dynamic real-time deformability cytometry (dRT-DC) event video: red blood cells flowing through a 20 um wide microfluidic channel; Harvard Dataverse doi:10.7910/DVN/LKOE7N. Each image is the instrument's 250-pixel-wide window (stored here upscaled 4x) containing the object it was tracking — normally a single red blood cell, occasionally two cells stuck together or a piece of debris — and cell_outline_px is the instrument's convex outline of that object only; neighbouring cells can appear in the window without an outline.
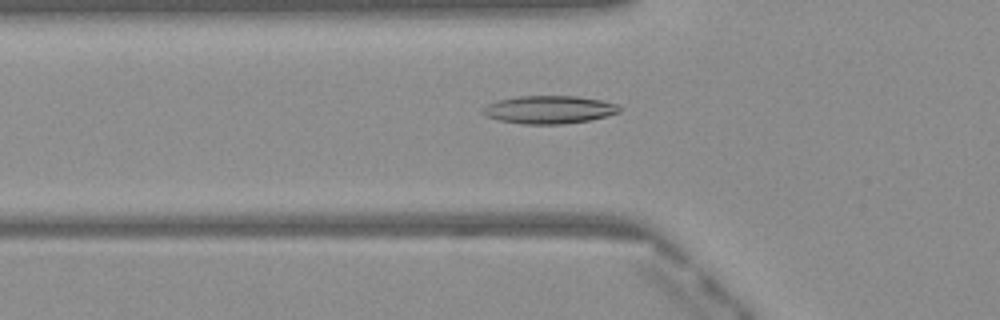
{"species": "Egyptian fruit bat (a non-hibernating species)", "species_latin": "Rousettus aegyptiacus", "temperature_condition": "warm", "stored_images_in_passage": 40, "camera_frame_rate_fps": 3000, "um_per_image_px": 0.085, "frame": {"image": 1, "passage_image": 7, "time_ms": 2.0, "image_size_px": [1000, 320], "cell_outline_px": [[620, 112], [588, 120], [560, 124], [524, 124], [500, 120], [484, 116], [480, 112], [480, 108], [496, 100], [520, 96], [576, 96], [600, 100], [620, 104]], "centroid_in_image_um": [46.62, 9.31], "position_along_channel_um": 79.2, "area_um2": 22.25}}
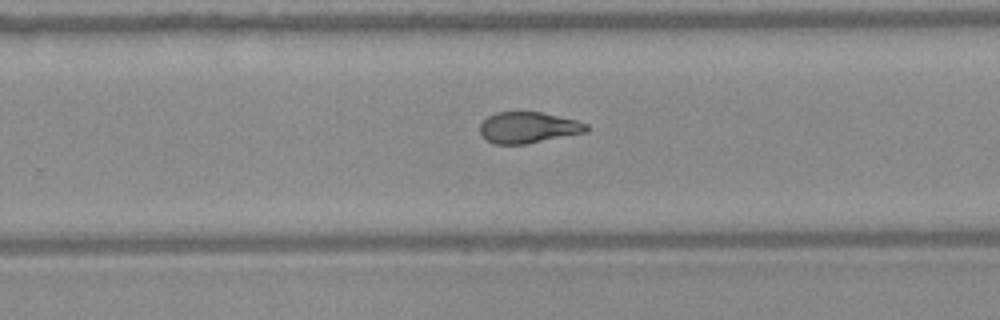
{"frame": {"image": 2, "passage_image": 22, "time_ms": 7.0, "image_size_px": [1000, 320], "cell_outline_px": [[588, 132], [528, 144], [496, 144], [488, 140], [480, 132], [480, 124], [488, 116], [496, 112], [540, 112], [576, 120], [588, 124]], "centroid_in_image_um": [44.93, 10.85], "position_along_channel_um": 284.9, "area_um2": 19.31}}
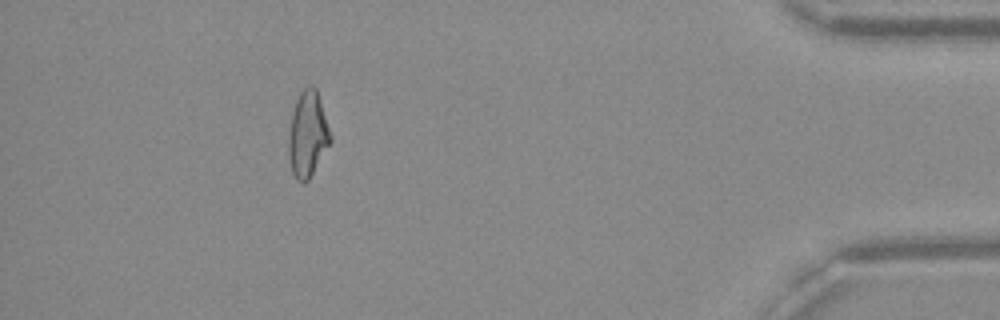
{"frame": {"image": 3, "passage_image": 35, "time_ms": 11.333, "image_size_px": [1000, 320], "cell_outline_px": [[332, 140], [308, 180], [304, 184], [296, 180], [292, 172], [288, 156], [288, 132], [292, 112], [296, 100], [300, 92], [308, 84], [312, 84], [316, 88], [332, 136]], "centroid_in_image_um": [26.14, 11.41], "position_along_channel_um": 409.1, "area_um2": 21.04}, "authors_computed_cell_mechanics": {"area_um2": 20.5768, "velocity_mm_per_s": 4.0991, "shape_relaxation_time_tau1_ms": 10.1418, "shape_relaxation_time_tau2_ms": 1.2331, "deformation_change_tau1": 0.2784, "deformation_change_tau2": 0.0835}}